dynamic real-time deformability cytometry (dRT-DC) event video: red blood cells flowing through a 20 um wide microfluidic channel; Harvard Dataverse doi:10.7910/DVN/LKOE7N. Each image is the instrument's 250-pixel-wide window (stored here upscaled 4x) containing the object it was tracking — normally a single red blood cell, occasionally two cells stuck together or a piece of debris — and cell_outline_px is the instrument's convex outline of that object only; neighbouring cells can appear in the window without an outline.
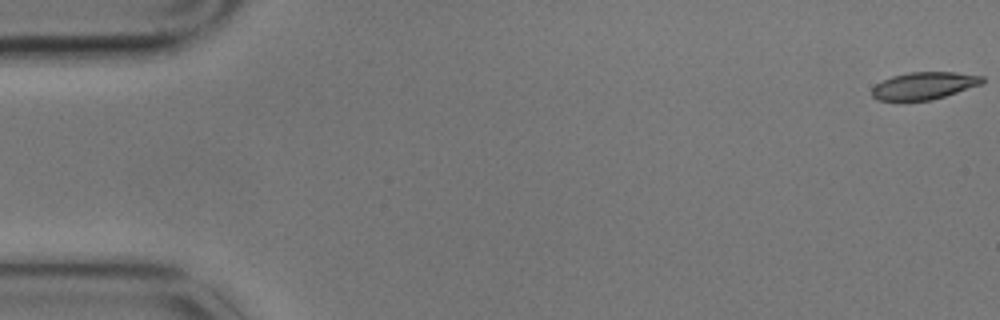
{"species": "common noctule bat (a hibernating species)", "species_latin": "Nyctalus noctula", "temperature_condition": "cold", "stored_images_in_passage": 5, "camera_frame_rate_fps": 3000, "um_per_image_px": 0.085, "animal": {"sex": "male", "body_mass_g": 17.9}, "frame": {"image": 1, "passage_image": 1, "time_ms": 0.0, "image_size_px": [1000, 320], "cell_outline_px": [[984, 80], [980, 84], [932, 100], [900, 104], [876, 100], [872, 96], [872, 88], [876, 84], [892, 76], [908, 72], [956, 72], [984, 76]], "centroid_in_image_um": [78.44, 7.33], "position_along_channel_um": 6.6, "area_um2": 18.15}}